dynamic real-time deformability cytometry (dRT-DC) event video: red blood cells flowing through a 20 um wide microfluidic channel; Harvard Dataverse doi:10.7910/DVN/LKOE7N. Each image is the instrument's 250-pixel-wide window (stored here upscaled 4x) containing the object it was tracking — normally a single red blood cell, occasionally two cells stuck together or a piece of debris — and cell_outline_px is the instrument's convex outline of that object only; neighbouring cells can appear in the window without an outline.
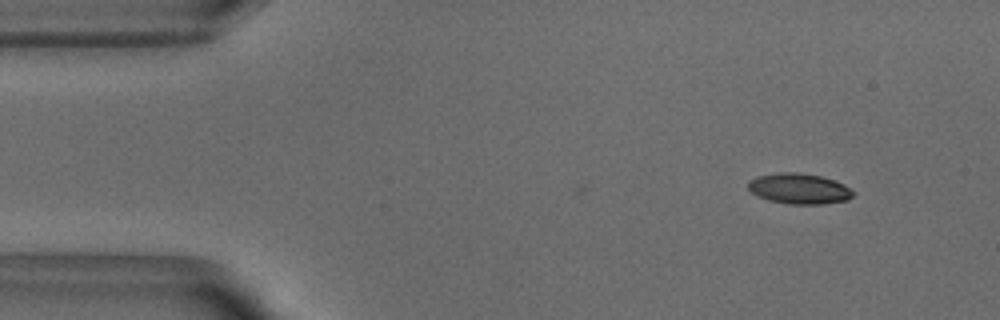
{"species": "common noctule bat (a hibernating species)", "species_latin": "Nyctalus noctula", "temperature_condition": "warm", "stored_images_in_passage": 48, "camera_frame_rate_fps": 3000, "um_per_image_px": 0.085, "animal": {"sex": "male", "body_mass_g": 18.8}, "frame": {"image": 1, "passage_image": 1, "time_ms": 0.0, "image_size_px": [1000, 320], "cell_outline_px": [[856, 192], [848, 200], [824, 204], [788, 204], [768, 200], [756, 196], [748, 188], [748, 180], [756, 176], [780, 172], [796, 172], [820, 176], [844, 184]], "centroid_in_image_um": [67.91, 16.04], "position_along_channel_um": 17.1, "area_um2": 18.84}}
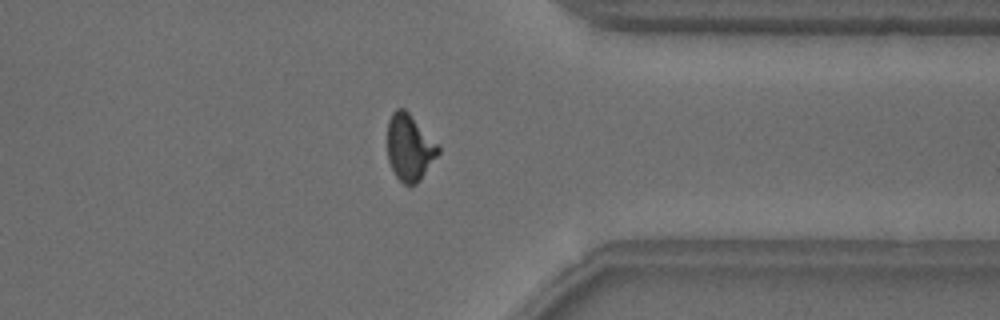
{"frame": {"image": 2, "passage_image": 36, "time_ms": 11.667, "image_size_px": [1000, 320], "cell_outline_px": [[440, 152], [420, 180], [416, 184], [404, 184], [396, 176], [388, 160], [388, 120], [392, 112], [396, 108], [404, 108], [408, 112], [440, 148]], "centroid_in_image_um": [34.79, 12.54], "position_along_channel_um": 376.6, "area_um2": 19.31}}
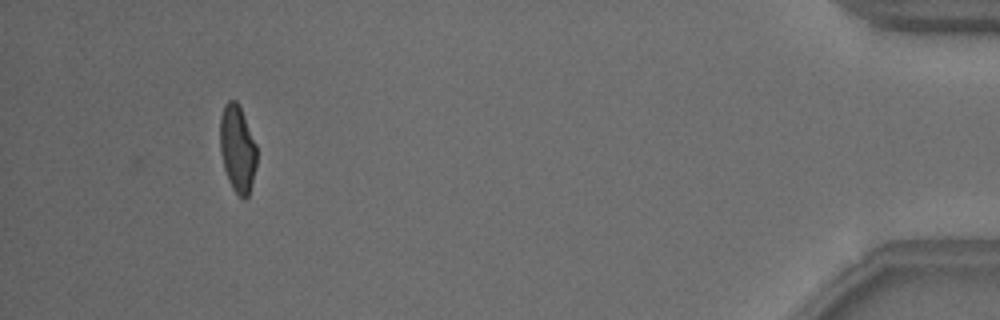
{"frame": {"image": 3, "passage_image": 44, "time_ms": 14.333, "image_size_px": [1000, 320], "cell_outline_px": [[256, 164], [252, 184], [248, 196], [244, 200], [232, 188], [228, 180], [224, 168], [220, 152], [220, 116], [224, 104], [228, 100], [236, 100], [240, 108], [256, 144]], "centroid_in_image_um": [20.17, 12.65], "position_along_channel_um": 415.0, "area_um2": 18.55}, "authors_computed_cell_mechanics": {"area_um2": 19.2185, "velocity_mm_per_s": 3.8489, "shape_relaxation_time_tau1_ms": 4.9291, "shape_relaxation_time_tau2_ms": 1.9052, "deformation_change_tau1": 0.1645, "deformation_change_tau2": 0.0769}}